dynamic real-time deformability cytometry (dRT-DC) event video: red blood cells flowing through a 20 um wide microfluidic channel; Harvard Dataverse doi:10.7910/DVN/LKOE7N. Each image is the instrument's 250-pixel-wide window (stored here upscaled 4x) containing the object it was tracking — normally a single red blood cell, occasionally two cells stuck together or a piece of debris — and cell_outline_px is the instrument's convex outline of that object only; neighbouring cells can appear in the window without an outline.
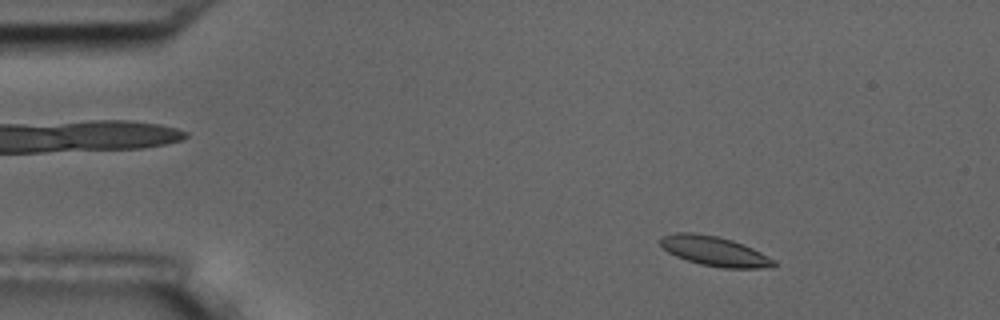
{"species": "common noctule bat (a hibernating species)", "species_latin": "Nyctalus noctula", "temperature_condition": "room temperature", "stored_images_in_passage": 55, "camera_frame_rate_fps": 3000, "um_per_image_px": 0.085, "animal": {"sex": "male", "body_mass_g": 17.5, "forearm_length_mm": 52.3}, "frame": {"image": 1, "passage_image": 7, "time_ms": 2.0, "image_size_px": [1000, 320], "cell_outline_px": [[776, 264], [772, 268], [724, 268], [700, 264], [676, 256], [668, 252], [660, 244], [660, 236], [676, 232], [692, 232], [716, 236], [732, 240], [744, 244], [776, 260]], "centroid_in_image_um": [60.74, 21.35], "position_along_channel_um": 24.3, "area_um2": 19.65}}
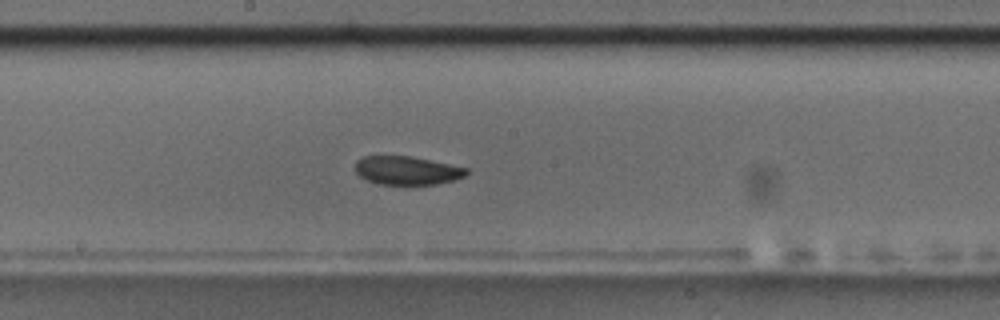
{"frame": {"image": 2, "passage_image": 29, "time_ms": 9.333, "image_size_px": [1000, 320], "cell_outline_px": [[468, 172], [464, 176], [456, 180], [436, 184], [376, 184], [360, 176], [352, 168], [356, 160], [360, 156], [412, 156], [468, 168]], "centroid_in_image_um": [34.55, 14.48], "position_along_channel_um": 213.7, "area_um2": 18.67}}
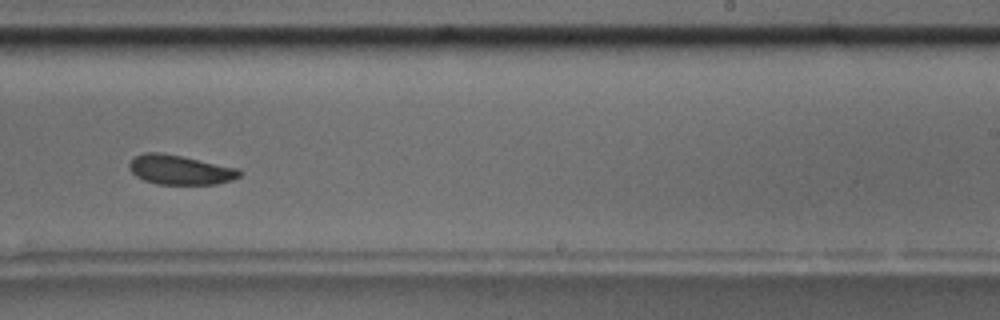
{"frame": {"image": 3, "passage_image": 34, "time_ms": 11.0, "image_size_px": [1000, 320], "cell_outline_px": [[244, 172], [240, 176], [232, 180], [216, 184], [156, 184], [144, 180], [136, 176], [128, 168], [128, 164], [136, 156], [144, 152], [164, 152], [240, 168]], "centroid_in_image_um": [15.34, 14.42], "position_along_channel_um": 273.7, "area_um2": 19.25}, "authors_computed_cell_mechanics": {"area_um2": 19.4208, "velocity_mm_per_s": 3.6084, "shape_relaxation_time_tau1_ms": 3.2135, "shape_relaxation_time_tau2_ms": 3.4481, "deformation_change_tau1": 0.062, "deformation_change_tau2": 0.0707}}